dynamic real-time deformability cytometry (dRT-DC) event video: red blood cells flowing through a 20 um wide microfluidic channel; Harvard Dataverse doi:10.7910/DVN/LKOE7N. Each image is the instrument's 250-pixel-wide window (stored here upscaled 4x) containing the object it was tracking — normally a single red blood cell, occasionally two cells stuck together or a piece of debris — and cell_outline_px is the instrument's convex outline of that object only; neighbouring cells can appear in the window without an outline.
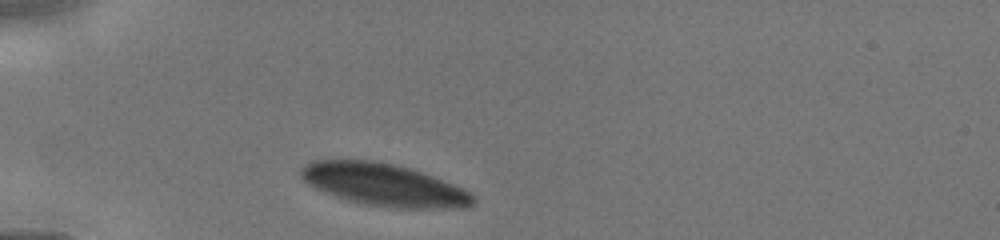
{"species": "human", "species_latin": "Homo sapiens", "temperature_condition": "cold", "stored_images_in_passage": 12, "camera_frame_rate_fps": 3000, "um_per_image_px": 0.085, "donor": {"sex": "male"}, "frame": {"image": 1, "passage_image": 1, "time_ms": 0.0, "image_size_px": [1000, 240], "cell_outline_px": [[476, 200], [472, 204], [464, 208], [396, 208], [364, 204], [348, 200], [336, 196], [316, 188], [308, 184], [300, 176], [300, 168], [304, 164], [312, 160], [376, 160], [408, 168], [432, 176], [452, 184], [476, 196]], "centroid_in_image_um": [32.6, 15.7], "position_along_channel_um": 52.4, "area_um2": 42.14}}
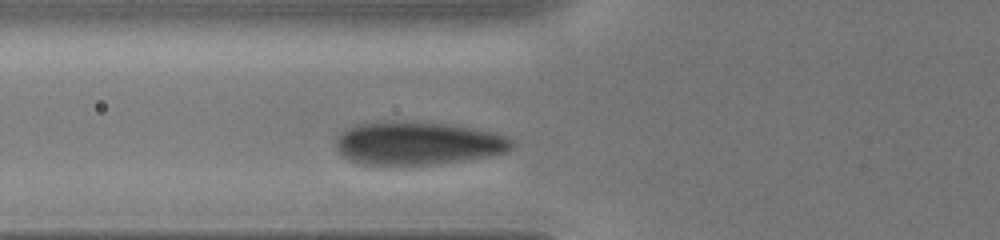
{"frame": {"image": 2, "passage_image": 7, "time_ms": 1.333, "image_size_px": [1000, 240], "cell_outline_px": [[512, 148], [508, 152], [492, 156], [440, 164], [360, 164], [348, 160], [340, 152], [336, 144], [336, 136], [348, 128], [356, 124], [448, 124], [496, 132], [508, 136], [512, 140]], "centroid_in_image_um": [35.6, 12.22], "position_along_channel_um": 90.2, "area_um2": 43.23}}
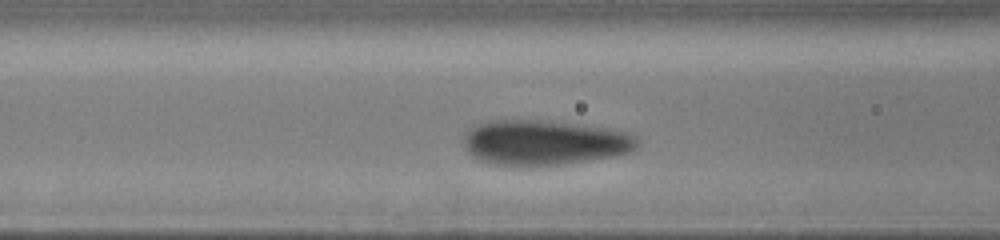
{"frame": {"image": 3, "passage_image": 10, "time_ms": 2.0, "image_size_px": [1000, 240], "cell_outline_px": [[640, 140], [636, 148], [628, 152], [612, 156], [568, 164], [492, 164], [480, 160], [472, 156], [468, 152], [464, 144], [464, 136], [472, 128], [488, 120], [536, 120], [576, 124], [604, 128], [628, 132], [636, 136]], "centroid_in_image_um": [46.29, 12.1], "position_along_channel_um": 120.3, "area_um2": 44.85}}